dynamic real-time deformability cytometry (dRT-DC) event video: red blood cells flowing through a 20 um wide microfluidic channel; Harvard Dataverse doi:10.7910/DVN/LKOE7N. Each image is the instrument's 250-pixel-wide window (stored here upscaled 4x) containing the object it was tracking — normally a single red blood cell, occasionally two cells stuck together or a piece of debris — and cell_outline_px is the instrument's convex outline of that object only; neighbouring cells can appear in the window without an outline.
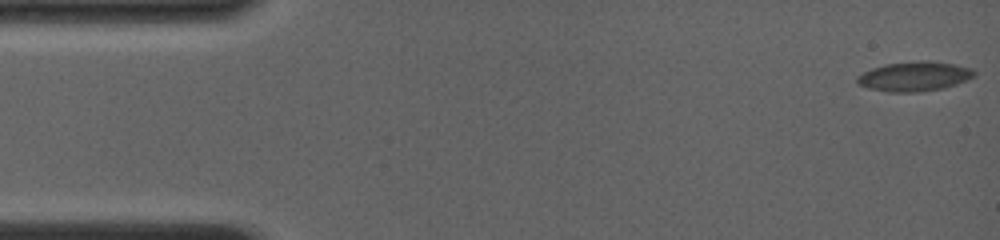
{"species": "common noctule bat (a hibernating species)", "species_latin": "Nyctalus noctula", "temperature_condition": "room temperature", "stored_images_in_passage": 67, "camera_frame_rate_fps": 4000, "um_per_image_px": 0.085, "animal": {"sex": "female", "body_mass_g": 19.0, "forearm_length_mm": 56.7}, "frame": {"image": 1, "passage_image": 1, "time_ms": 0.0, "image_size_px": [1000, 240], "cell_outline_px": [[972, 76], [956, 84], [940, 88], [916, 92], [888, 92], [868, 88], [860, 84], [856, 80], [864, 72], [872, 68], [888, 64], [924, 60], [928, 60], [952, 64], [968, 68], [972, 72]], "centroid_in_image_um": [77.66, 6.49], "position_along_channel_um": 7.3, "area_um2": 19.42}}
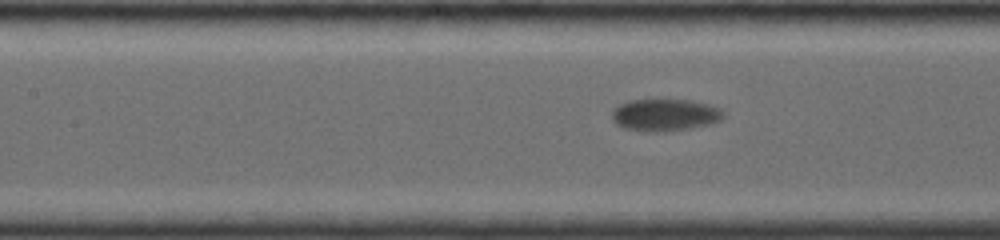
{"frame": {"image": 2, "passage_image": 38, "time_ms": 7.0, "image_size_px": [1000, 240], "cell_outline_px": [[724, 116], [720, 120], [712, 124], [688, 128], [656, 132], [648, 132], [624, 128], [616, 124], [612, 120], [612, 112], [620, 104], [628, 100], [692, 100], [708, 104], [720, 108], [724, 112]], "centroid_in_image_um": [56.53, 9.77], "position_along_channel_um": 150.9, "area_um2": 20.81}}
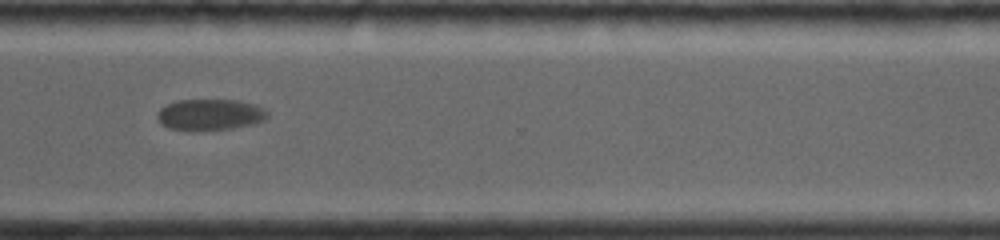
{"frame": {"image": 3, "passage_image": 66, "time_ms": 12.25, "image_size_px": [1000, 240], "cell_outline_px": [[268, 116], [264, 120], [252, 124], [232, 128], [204, 132], [168, 128], [156, 116], [160, 108], [176, 100], [236, 100], [256, 104], [264, 108], [268, 112]], "centroid_in_image_um": [17.87, 9.75], "position_along_channel_um": 352.7, "area_um2": 20.23}}